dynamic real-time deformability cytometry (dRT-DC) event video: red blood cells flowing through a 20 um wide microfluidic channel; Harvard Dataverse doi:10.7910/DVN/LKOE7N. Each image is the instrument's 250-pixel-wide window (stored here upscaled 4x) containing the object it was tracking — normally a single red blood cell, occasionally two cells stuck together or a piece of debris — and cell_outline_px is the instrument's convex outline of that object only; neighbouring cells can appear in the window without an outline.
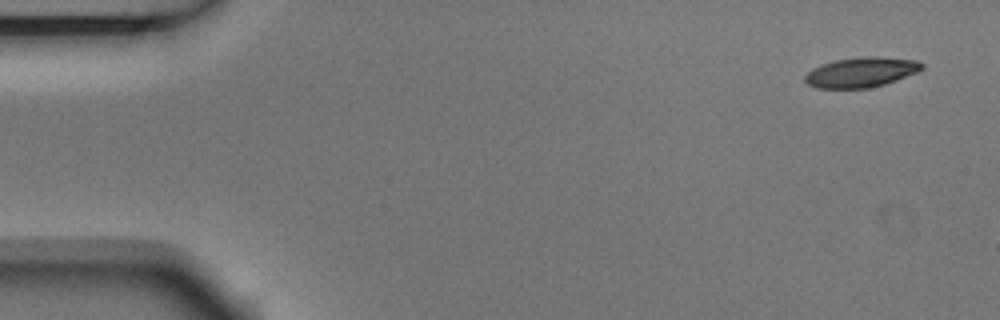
{"species": "Egyptian fruit bat (a non-hibernating species)", "species_latin": "Rousettus aegyptiacus", "temperature_condition": "room temperature", "stored_images_in_passage": 4, "camera_frame_rate_fps": 3000, "um_per_image_px": 0.085, "animal": {"sex": "male"}, "frame": {"image": 1, "passage_image": 1, "time_ms": 0.0, "image_size_px": [1000, 320], "cell_outline_px": [[924, 68], [916, 72], [896, 80], [884, 84], [868, 88], [816, 88], [808, 84], [804, 80], [804, 76], [812, 68], [820, 64], [836, 60], [864, 56], [880, 56], [916, 60], [924, 64]], "centroid_in_image_um": [73.18, 6.13], "position_along_channel_um": 11.8, "area_um2": 20.46}}